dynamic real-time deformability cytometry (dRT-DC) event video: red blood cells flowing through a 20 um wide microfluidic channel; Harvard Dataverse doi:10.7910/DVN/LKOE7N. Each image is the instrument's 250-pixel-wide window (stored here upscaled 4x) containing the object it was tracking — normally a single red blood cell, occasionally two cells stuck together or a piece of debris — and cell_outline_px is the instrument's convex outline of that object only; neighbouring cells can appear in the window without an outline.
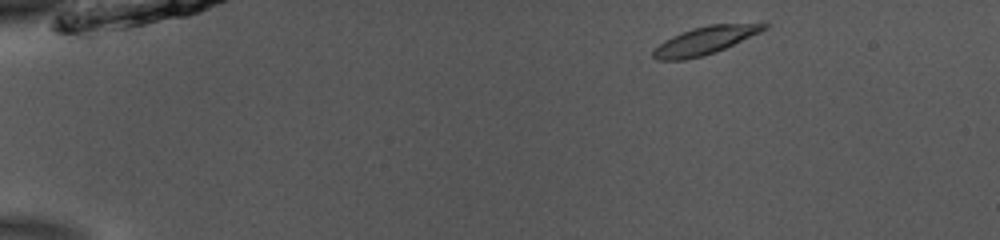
{"species": "common noctule bat (a hibernating species)", "species_latin": "Nyctalus noctula", "temperature_condition": "room temperature", "stored_images_in_passage": 47, "camera_frame_rate_fps": 3000, "um_per_image_px": 0.085, "animal": {"sex": "male", "body_mass_g": 13.0, "forearm_length_mm": 53.1}, "frame": {"image": 1, "passage_image": 2, "time_ms": 0.333, "image_size_px": [1000, 240], "cell_outline_px": [[768, 28], [760, 32], [724, 48], [704, 56], [684, 60], [656, 60], [652, 56], [652, 52], [664, 40], [672, 36], [692, 28], [708, 24], [764, 20], [768, 20]], "centroid_in_image_um": [60.05, 3.38], "position_along_channel_um": 25.0, "area_um2": 18.55}}
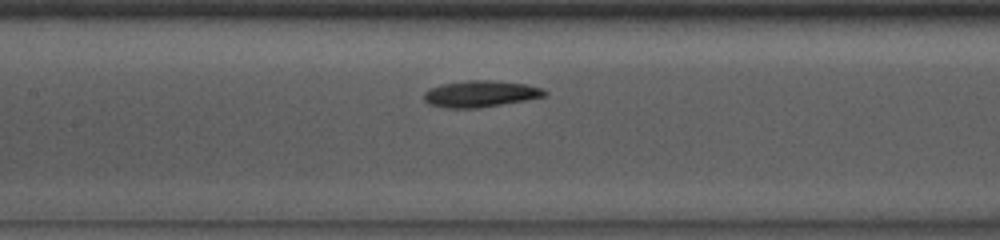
{"frame": {"image": 2, "passage_image": 20, "time_ms": 6.333, "image_size_px": [1000, 240], "cell_outline_px": [[548, 96], [476, 108], [444, 108], [428, 104], [424, 100], [424, 92], [428, 88], [444, 84], [468, 80], [488, 80], [528, 84], [540, 88], [548, 92]], "centroid_in_image_um": [40.82, 7.97], "position_along_channel_um": 166.6, "area_um2": 18.55}}
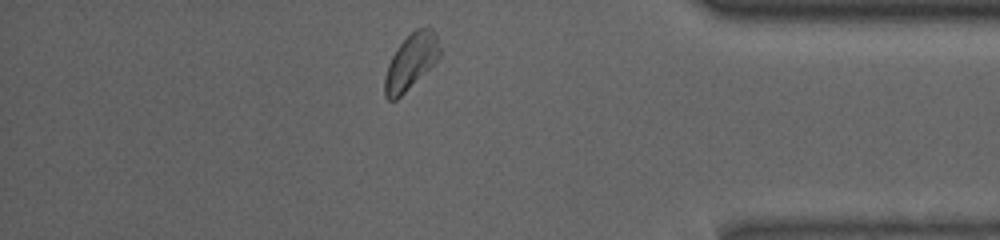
{"frame": {"image": 3, "passage_image": 40, "time_ms": 13.0, "image_size_px": [1000, 240], "cell_outline_px": [[440, 56], [396, 100], [388, 100], [384, 96], [384, 76], [388, 64], [396, 48], [416, 28], [432, 28], [436, 32], [440, 48]], "centroid_in_image_um": [34.9, 5.23], "position_along_channel_um": 400.3, "area_um2": 17.4}, "authors_computed_cell_mechanics": {"area_um2": 18.207, "velocity_mm_per_s": 3.85, "shape_relaxation_time_tau1_ms": 3.1848, "shape_relaxation_time_tau2_ms": null, "deformation_change_tau1": 0.1084, "deformation_change_tau2": null}}